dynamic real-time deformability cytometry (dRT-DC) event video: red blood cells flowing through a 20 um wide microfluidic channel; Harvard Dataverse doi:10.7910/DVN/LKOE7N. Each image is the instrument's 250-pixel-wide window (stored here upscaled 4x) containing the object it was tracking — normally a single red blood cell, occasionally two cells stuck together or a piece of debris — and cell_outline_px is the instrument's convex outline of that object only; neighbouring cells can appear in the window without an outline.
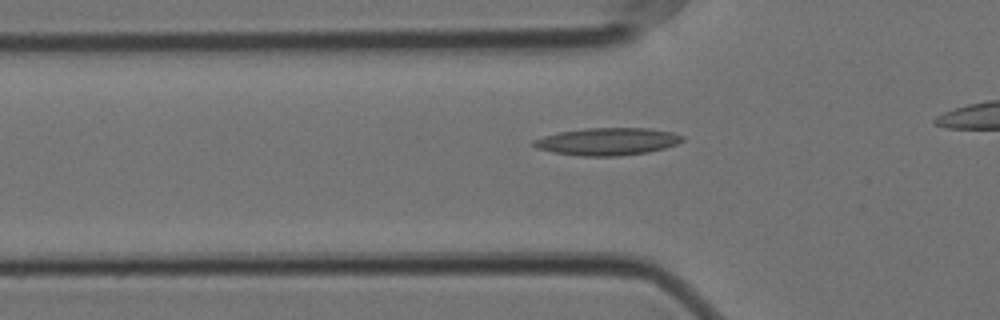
{"species": "Egyptian fruit bat (a non-hibernating species)", "species_latin": "Rousettus aegyptiacus", "temperature_condition": "cold", "stored_images_in_passage": 37, "camera_frame_rate_fps": 3000, "um_per_image_px": 0.085, "animal": {"sex": "female"}, "frame": {"image": 1, "passage_image": 9, "time_ms": 2.667, "image_size_px": [1000, 320], "cell_outline_px": [[684, 140], [676, 144], [664, 148], [648, 152], [620, 156], [580, 156], [552, 152], [536, 148], [532, 144], [532, 140], [556, 132], [584, 128], [648, 128], [672, 132], [684, 136]], "centroid_in_image_um": [51.61, 12.02], "position_along_channel_um": 74.2, "area_um2": 23.93}}
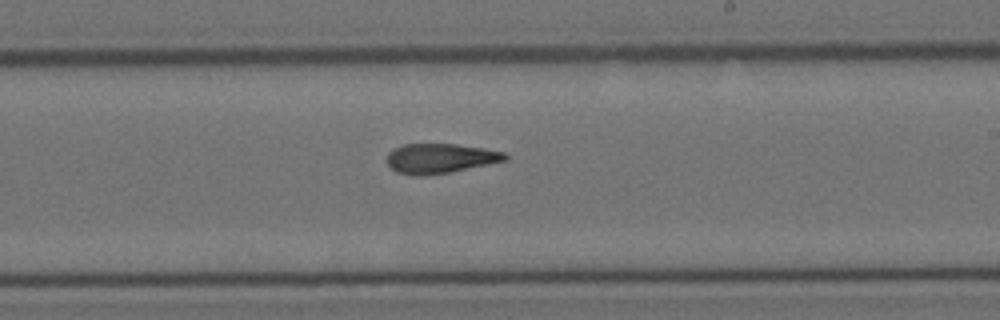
{"frame": {"image": 2, "passage_image": 24, "time_ms": 7.667, "image_size_px": [1000, 320], "cell_outline_px": [[508, 160], [448, 172], [416, 176], [396, 172], [388, 164], [388, 152], [404, 144], [456, 144], [484, 148], [504, 152], [508, 156]], "centroid_in_image_um": [37.43, 13.45], "position_along_channel_um": 251.6, "area_um2": 20.17}}
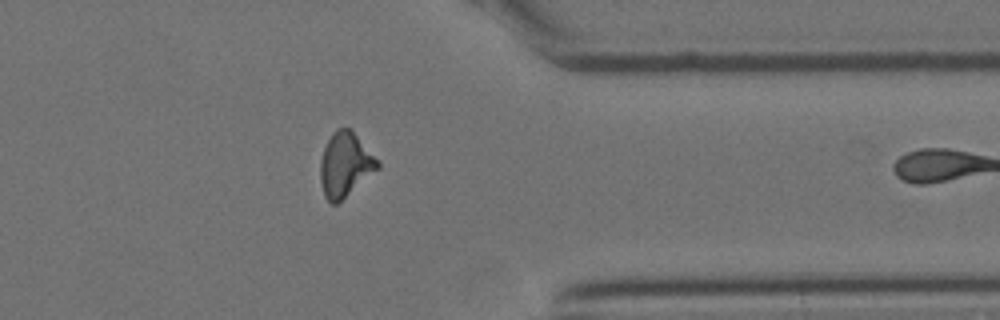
{"frame": {"image": 3, "passage_image": 36, "time_ms": 11.667, "image_size_px": [1000, 320], "cell_outline_px": [[380, 168], [336, 204], [332, 204], [324, 196], [320, 180], [320, 160], [324, 148], [332, 132], [336, 128], [348, 128], [380, 160]], "centroid_in_image_um": [29.34, 14.0], "position_along_channel_um": 382.1, "area_um2": 21.33}}